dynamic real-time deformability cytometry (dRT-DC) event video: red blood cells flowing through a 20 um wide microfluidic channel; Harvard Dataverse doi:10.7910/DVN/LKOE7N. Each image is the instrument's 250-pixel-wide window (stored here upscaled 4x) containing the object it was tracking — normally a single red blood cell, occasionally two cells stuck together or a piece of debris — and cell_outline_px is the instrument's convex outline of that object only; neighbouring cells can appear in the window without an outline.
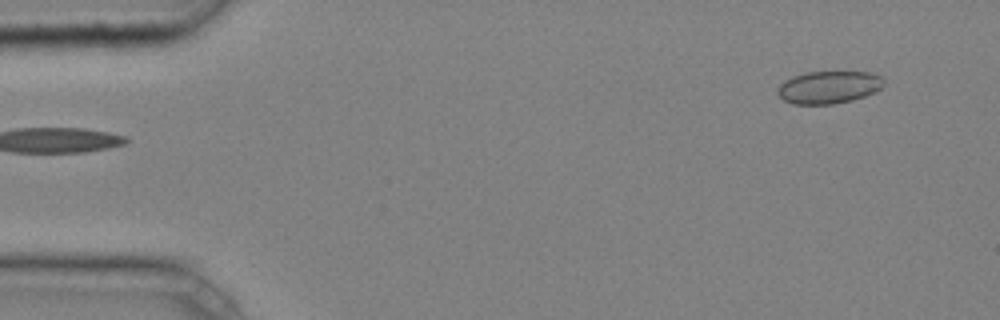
{"species": "common noctule bat (a hibernating species)", "species_latin": "Nyctalus noctula", "temperature_condition": "cold", "stored_images_in_passage": 4, "segment_of_instrument_passage": [2, 2], "camera_frame_rate_fps": 3000, "um_per_image_px": 0.085, "animal": {"sex": "male", "body_mass_g": 20.4}, "frame": {"image": 1, "passage_image": 4, "time_ms": 1.0, "image_size_px": [1000, 320], "cell_outline_px": [[884, 84], [876, 92], [852, 100], [832, 104], [792, 104], [784, 100], [776, 92], [780, 84], [784, 80], [792, 76], [808, 72], [868, 72], [880, 76], [884, 80]], "centroid_in_image_um": [70.43, 7.42], "position_along_channel_um": 14.6, "area_um2": 20.11}}